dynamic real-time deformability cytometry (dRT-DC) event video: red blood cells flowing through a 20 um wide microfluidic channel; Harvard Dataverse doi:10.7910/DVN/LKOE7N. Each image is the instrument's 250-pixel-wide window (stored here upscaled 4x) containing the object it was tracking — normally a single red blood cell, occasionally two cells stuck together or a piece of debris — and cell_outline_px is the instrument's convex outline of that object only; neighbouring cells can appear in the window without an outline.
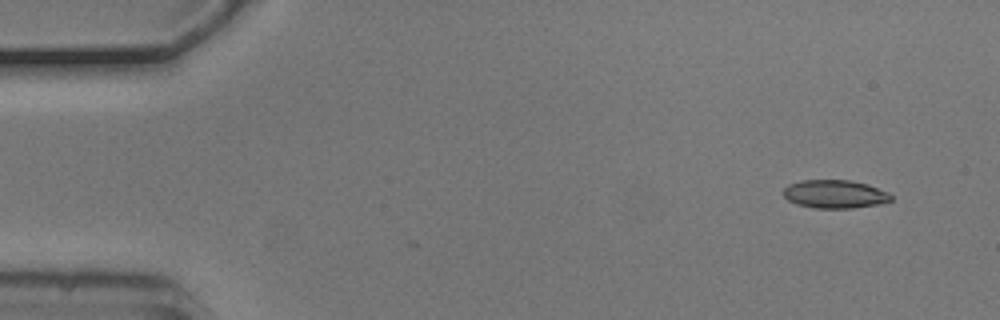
{"species": "common noctule bat (a hibernating species)", "species_latin": "Nyctalus noctula", "temperature_condition": "cold", "stored_images_in_passage": 3, "camera_frame_rate_fps": 3000, "um_per_image_px": 0.085, "animal": {"sex": "male", "body_mass_g": 20.5, "forearm_length_mm": 52.5}, "frame": {"image": 1, "passage_image": 1, "time_ms": 0.0, "image_size_px": [1000, 320], "cell_outline_px": [[892, 200], [884, 204], [852, 208], [816, 208], [796, 204], [788, 200], [784, 196], [784, 188], [788, 184], [800, 180], [852, 180], [868, 184], [888, 192], [892, 196]], "centroid_in_image_um": [70.99, 16.5], "position_along_channel_um": 14.0, "area_um2": 17.98}}